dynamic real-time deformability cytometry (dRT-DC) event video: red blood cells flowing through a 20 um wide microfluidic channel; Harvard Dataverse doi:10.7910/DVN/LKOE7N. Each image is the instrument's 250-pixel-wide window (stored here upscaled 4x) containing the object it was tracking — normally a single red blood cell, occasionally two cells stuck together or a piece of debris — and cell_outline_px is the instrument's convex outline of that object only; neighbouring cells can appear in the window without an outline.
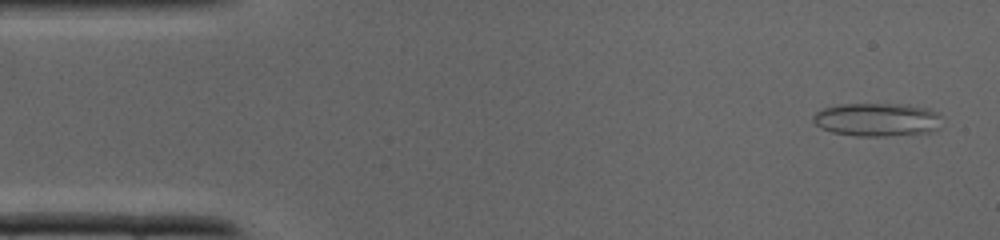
{"species": "common noctule bat (a hibernating species)", "species_latin": "Nyctalus noctula", "temperature_condition": "cold", "stored_images_in_passage": 37, "camera_frame_rate_fps": 3000, "um_per_image_px": 0.085, "animal": {"sex": "male", "body_mass_g": 19.0, "forearm_length_mm": 50.8}, "frame": {"image": 1, "passage_image": 2, "time_ms": 0.333, "image_size_px": [1000, 240], "cell_outline_px": [[940, 128], [932, 132], [884, 136], [856, 136], [832, 132], [820, 128], [812, 120], [812, 116], [816, 112], [824, 108], [840, 104], [908, 104], [928, 108], [936, 112], [940, 116]], "centroid_in_image_um": [74.56, 10.17], "position_along_channel_um": 10.4, "area_um2": 25.2}}
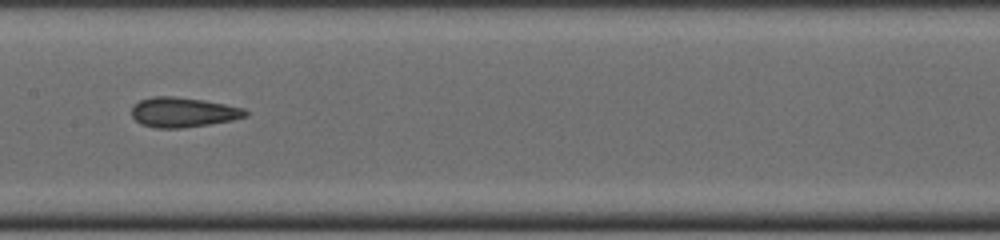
{"frame": {"image": 2, "passage_image": 18, "time_ms": 5.667, "image_size_px": [1000, 240], "cell_outline_px": [[248, 116], [232, 120], [208, 124], [180, 128], [156, 128], [140, 124], [132, 116], [132, 108], [140, 100], [152, 96], [172, 96], [204, 100], [244, 108], [248, 112]], "centroid_in_image_um": [15.56, 9.54], "position_along_channel_um": 191.8, "area_um2": 19.71}}
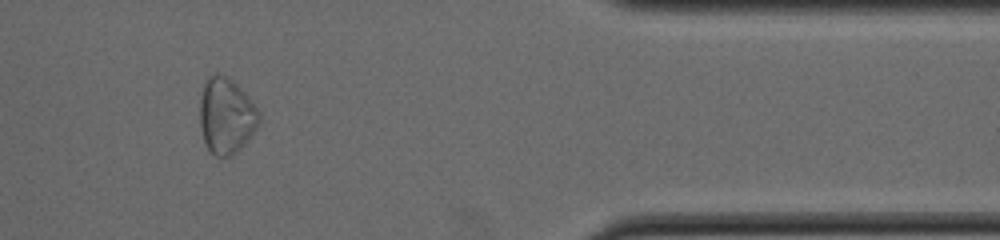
{"frame": {"image": 3, "passage_image": 31, "time_ms": 10.0, "image_size_px": [1000, 240], "cell_outline_px": [[260, 120], [256, 128], [248, 140], [232, 156], [216, 156], [208, 148], [204, 140], [200, 124], [200, 100], [204, 80], [208, 76], [216, 72], [232, 80], [240, 88], [260, 112]], "centroid_in_image_um": [19.22, 9.83], "position_along_channel_um": 392.2, "area_um2": 26.01}}